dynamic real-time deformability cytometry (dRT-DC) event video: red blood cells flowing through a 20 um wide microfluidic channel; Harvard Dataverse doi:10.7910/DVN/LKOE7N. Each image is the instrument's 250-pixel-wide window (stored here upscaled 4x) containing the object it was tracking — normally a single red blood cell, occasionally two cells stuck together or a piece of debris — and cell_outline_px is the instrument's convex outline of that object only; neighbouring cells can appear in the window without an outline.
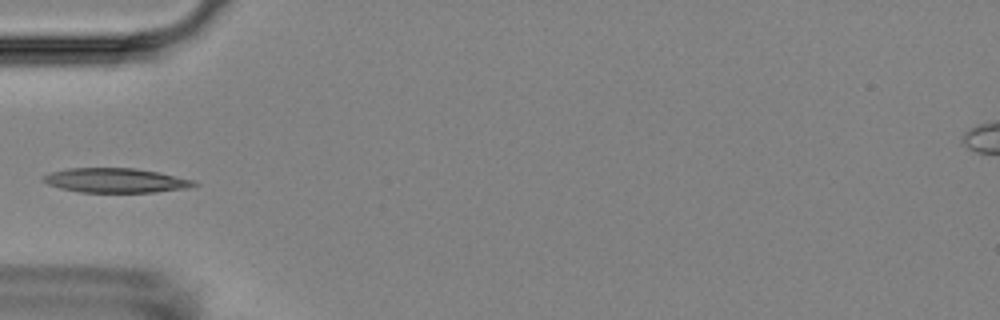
{"species": "Egyptian fruit bat (a non-hibernating species)", "species_latin": "Rousettus aegyptiacus", "temperature_condition": "room temperature", "stored_images_in_passage": 5, "camera_frame_rate_fps": 3000, "um_per_image_px": 0.085, "animal": {"sex": "female"}, "frame": {"image": 1, "passage_image": 5, "time_ms": 5.333, "image_size_px": [1000, 320], "cell_outline_px": [[200, 184], [188, 188], [156, 192], [80, 192], [60, 188], [48, 184], [44, 180], [44, 176], [52, 172], [68, 168], [132, 168], [156, 172], [196, 180]], "centroid_in_image_um": [9.89, 15.34], "position_along_channel_um": 75.1, "area_um2": 21.33}}